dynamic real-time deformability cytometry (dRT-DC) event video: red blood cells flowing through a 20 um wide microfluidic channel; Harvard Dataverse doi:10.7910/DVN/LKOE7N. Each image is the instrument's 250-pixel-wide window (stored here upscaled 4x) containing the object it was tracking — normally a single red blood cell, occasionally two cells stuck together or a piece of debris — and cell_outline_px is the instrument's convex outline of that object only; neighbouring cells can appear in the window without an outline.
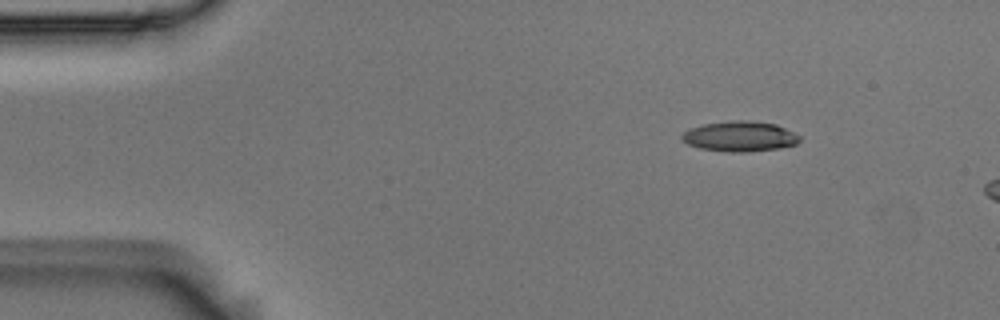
{"species": "Egyptian fruit bat (a non-hibernating species)", "species_latin": "Rousettus aegyptiacus", "temperature_condition": "room temperature", "stored_images_in_passage": 12, "camera_frame_rate_fps": 3000, "um_per_image_px": 0.085, "animal": {"sex": "male"}, "frame": {"image": 1, "passage_image": 6, "time_ms": 1.667, "image_size_px": [1000, 320], "cell_outline_px": [[800, 140], [796, 144], [780, 148], [748, 152], [728, 152], [700, 148], [688, 144], [680, 136], [684, 132], [692, 128], [704, 124], [732, 120], [748, 120], [776, 124], [800, 136]], "centroid_in_image_um": [62.9, 11.59], "position_along_channel_um": 22.1, "area_um2": 20.63}}